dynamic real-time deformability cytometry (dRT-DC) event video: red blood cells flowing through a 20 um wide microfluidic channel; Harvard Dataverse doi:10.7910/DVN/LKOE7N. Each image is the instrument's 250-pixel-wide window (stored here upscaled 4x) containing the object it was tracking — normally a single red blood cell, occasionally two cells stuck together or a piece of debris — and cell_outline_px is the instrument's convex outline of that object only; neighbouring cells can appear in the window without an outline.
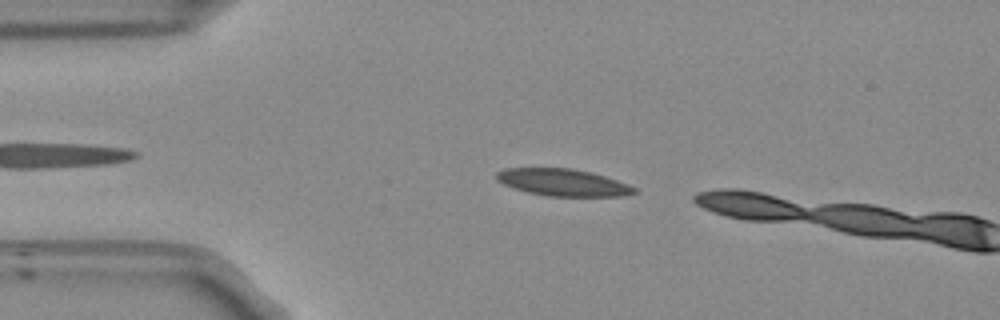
{"species": "Egyptian fruit bat (a non-hibernating species)", "species_latin": "Rousettus aegyptiacus", "temperature_condition": "room temperature", "stored_images_in_passage": 5, "camera_frame_rate_fps": 3000, "um_per_image_px": 0.085, "frame": {"image": 1, "passage_image": 3, "time_ms": 0.667, "image_size_px": [1000, 320], "cell_outline_px": [[636, 192], [620, 196], [548, 196], [528, 192], [504, 184], [496, 180], [496, 172], [504, 168], [572, 168], [604, 176], [628, 184], [636, 188]], "centroid_in_image_um": [47.82, 15.5], "position_along_channel_um": 37.2, "area_um2": 21.44}}